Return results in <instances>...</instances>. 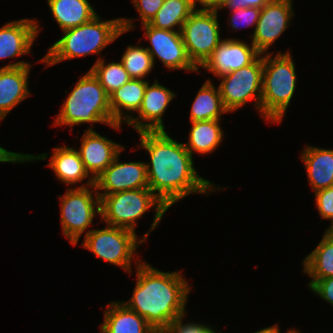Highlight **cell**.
Here are the masks:
<instances>
[{
  "instance_id": "obj_1",
  "label": "cell",
  "mask_w": 333,
  "mask_h": 333,
  "mask_svg": "<svg viewBox=\"0 0 333 333\" xmlns=\"http://www.w3.org/2000/svg\"><path fill=\"white\" fill-rule=\"evenodd\" d=\"M137 133L140 148L150 157V162H145L149 189L168 209L192 193L208 195L219 191L220 187L199 176L185 144L175 141L166 130Z\"/></svg>"
},
{
  "instance_id": "obj_2",
  "label": "cell",
  "mask_w": 333,
  "mask_h": 333,
  "mask_svg": "<svg viewBox=\"0 0 333 333\" xmlns=\"http://www.w3.org/2000/svg\"><path fill=\"white\" fill-rule=\"evenodd\" d=\"M136 261V285L132 297L122 303L142 316L158 333L186 313L192 289L181 271L163 272L146 261Z\"/></svg>"
},
{
  "instance_id": "obj_3",
  "label": "cell",
  "mask_w": 333,
  "mask_h": 333,
  "mask_svg": "<svg viewBox=\"0 0 333 333\" xmlns=\"http://www.w3.org/2000/svg\"><path fill=\"white\" fill-rule=\"evenodd\" d=\"M131 29H134L133 19L122 17L103 21L97 14L83 25L62 31V38L53 43L37 62L49 67L64 60L100 54L107 45Z\"/></svg>"
},
{
  "instance_id": "obj_4",
  "label": "cell",
  "mask_w": 333,
  "mask_h": 333,
  "mask_svg": "<svg viewBox=\"0 0 333 333\" xmlns=\"http://www.w3.org/2000/svg\"><path fill=\"white\" fill-rule=\"evenodd\" d=\"M56 116L53 126L104 123L120 131L122 126L112 116L109 95L90 70L76 82Z\"/></svg>"
},
{
  "instance_id": "obj_5",
  "label": "cell",
  "mask_w": 333,
  "mask_h": 333,
  "mask_svg": "<svg viewBox=\"0 0 333 333\" xmlns=\"http://www.w3.org/2000/svg\"><path fill=\"white\" fill-rule=\"evenodd\" d=\"M263 54L260 114L266 122L281 123L295 94L297 76L290 51Z\"/></svg>"
},
{
  "instance_id": "obj_6",
  "label": "cell",
  "mask_w": 333,
  "mask_h": 333,
  "mask_svg": "<svg viewBox=\"0 0 333 333\" xmlns=\"http://www.w3.org/2000/svg\"><path fill=\"white\" fill-rule=\"evenodd\" d=\"M101 199V221L114 227L131 230L136 233V224L143 215L155 209L151 227L142 236L144 241L160 223L168 207L149 189H131L113 194L99 195Z\"/></svg>"
},
{
  "instance_id": "obj_7",
  "label": "cell",
  "mask_w": 333,
  "mask_h": 333,
  "mask_svg": "<svg viewBox=\"0 0 333 333\" xmlns=\"http://www.w3.org/2000/svg\"><path fill=\"white\" fill-rule=\"evenodd\" d=\"M144 243L142 238H137L135 232L106 224V228L87 231L81 245L96 257L119 266L130 274L135 251Z\"/></svg>"
},
{
  "instance_id": "obj_8",
  "label": "cell",
  "mask_w": 333,
  "mask_h": 333,
  "mask_svg": "<svg viewBox=\"0 0 333 333\" xmlns=\"http://www.w3.org/2000/svg\"><path fill=\"white\" fill-rule=\"evenodd\" d=\"M59 199L63 235L75 246L93 223L94 217L101 216L100 196L95 185L85 187V184H81L77 188H68L64 195H59Z\"/></svg>"
},
{
  "instance_id": "obj_9",
  "label": "cell",
  "mask_w": 333,
  "mask_h": 333,
  "mask_svg": "<svg viewBox=\"0 0 333 333\" xmlns=\"http://www.w3.org/2000/svg\"><path fill=\"white\" fill-rule=\"evenodd\" d=\"M218 10L195 9L184 22L181 35L189 59L200 69L223 40Z\"/></svg>"
},
{
  "instance_id": "obj_10",
  "label": "cell",
  "mask_w": 333,
  "mask_h": 333,
  "mask_svg": "<svg viewBox=\"0 0 333 333\" xmlns=\"http://www.w3.org/2000/svg\"><path fill=\"white\" fill-rule=\"evenodd\" d=\"M219 79V90L225 108L232 113L254 100L255 108L260 113L263 55H259L251 64L230 72Z\"/></svg>"
},
{
  "instance_id": "obj_11",
  "label": "cell",
  "mask_w": 333,
  "mask_h": 333,
  "mask_svg": "<svg viewBox=\"0 0 333 333\" xmlns=\"http://www.w3.org/2000/svg\"><path fill=\"white\" fill-rule=\"evenodd\" d=\"M145 38L150 41L151 46L145 47L155 65V57L169 70H185L199 72L200 70L189 59L186 47L183 43L181 31L158 29L149 23L143 24Z\"/></svg>"
},
{
  "instance_id": "obj_12",
  "label": "cell",
  "mask_w": 333,
  "mask_h": 333,
  "mask_svg": "<svg viewBox=\"0 0 333 333\" xmlns=\"http://www.w3.org/2000/svg\"><path fill=\"white\" fill-rule=\"evenodd\" d=\"M292 0H271L261 9L255 31L250 38L257 51L263 55L292 24Z\"/></svg>"
},
{
  "instance_id": "obj_13",
  "label": "cell",
  "mask_w": 333,
  "mask_h": 333,
  "mask_svg": "<svg viewBox=\"0 0 333 333\" xmlns=\"http://www.w3.org/2000/svg\"><path fill=\"white\" fill-rule=\"evenodd\" d=\"M121 152L114 161L94 179L98 195L149 188L145 162H119ZM103 192H100V191Z\"/></svg>"
},
{
  "instance_id": "obj_14",
  "label": "cell",
  "mask_w": 333,
  "mask_h": 333,
  "mask_svg": "<svg viewBox=\"0 0 333 333\" xmlns=\"http://www.w3.org/2000/svg\"><path fill=\"white\" fill-rule=\"evenodd\" d=\"M260 53L251 43L235 38H225L201 66L218 78L251 64Z\"/></svg>"
},
{
  "instance_id": "obj_15",
  "label": "cell",
  "mask_w": 333,
  "mask_h": 333,
  "mask_svg": "<svg viewBox=\"0 0 333 333\" xmlns=\"http://www.w3.org/2000/svg\"><path fill=\"white\" fill-rule=\"evenodd\" d=\"M175 96L176 93L159 84L158 80L151 85L148 83L142 105L137 112L139 115H133L126 124L137 132L165 130L162 117Z\"/></svg>"
},
{
  "instance_id": "obj_16",
  "label": "cell",
  "mask_w": 333,
  "mask_h": 333,
  "mask_svg": "<svg viewBox=\"0 0 333 333\" xmlns=\"http://www.w3.org/2000/svg\"><path fill=\"white\" fill-rule=\"evenodd\" d=\"M123 150L124 146L97 133L92 126L84 132L77 151L86 171L95 179Z\"/></svg>"
},
{
  "instance_id": "obj_17",
  "label": "cell",
  "mask_w": 333,
  "mask_h": 333,
  "mask_svg": "<svg viewBox=\"0 0 333 333\" xmlns=\"http://www.w3.org/2000/svg\"><path fill=\"white\" fill-rule=\"evenodd\" d=\"M29 62L18 61L0 68V121L31 95L29 91Z\"/></svg>"
},
{
  "instance_id": "obj_18",
  "label": "cell",
  "mask_w": 333,
  "mask_h": 333,
  "mask_svg": "<svg viewBox=\"0 0 333 333\" xmlns=\"http://www.w3.org/2000/svg\"><path fill=\"white\" fill-rule=\"evenodd\" d=\"M39 31V23L35 19L7 22L0 28V59L30 54Z\"/></svg>"
},
{
  "instance_id": "obj_19",
  "label": "cell",
  "mask_w": 333,
  "mask_h": 333,
  "mask_svg": "<svg viewBox=\"0 0 333 333\" xmlns=\"http://www.w3.org/2000/svg\"><path fill=\"white\" fill-rule=\"evenodd\" d=\"M102 323L101 333H158L142 316L121 301L108 303Z\"/></svg>"
},
{
  "instance_id": "obj_20",
  "label": "cell",
  "mask_w": 333,
  "mask_h": 333,
  "mask_svg": "<svg viewBox=\"0 0 333 333\" xmlns=\"http://www.w3.org/2000/svg\"><path fill=\"white\" fill-rule=\"evenodd\" d=\"M54 171L57 179L65 185H75L87 179L85 187L94 185V179L86 171L79 152L74 147H54L53 153L47 165ZM90 178H89V177Z\"/></svg>"
},
{
  "instance_id": "obj_21",
  "label": "cell",
  "mask_w": 333,
  "mask_h": 333,
  "mask_svg": "<svg viewBox=\"0 0 333 333\" xmlns=\"http://www.w3.org/2000/svg\"><path fill=\"white\" fill-rule=\"evenodd\" d=\"M303 161L314 192L333 186V150L305 146L302 150Z\"/></svg>"
},
{
  "instance_id": "obj_22",
  "label": "cell",
  "mask_w": 333,
  "mask_h": 333,
  "mask_svg": "<svg viewBox=\"0 0 333 333\" xmlns=\"http://www.w3.org/2000/svg\"><path fill=\"white\" fill-rule=\"evenodd\" d=\"M148 83L147 80L131 79L109 95L110 110L117 123H127L138 112Z\"/></svg>"
},
{
  "instance_id": "obj_23",
  "label": "cell",
  "mask_w": 333,
  "mask_h": 333,
  "mask_svg": "<svg viewBox=\"0 0 333 333\" xmlns=\"http://www.w3.org/2000/svg\"><path fill=\"white\" fill-rule=\"evenodd\" d=\"M49 9L62 31L83 25L97 13L88 0H47Z\"/></svg>"
},
{
  "instance_id": "obj_24",
  "label": "cell",
  "mask_w": 333,
  "mask_h": 333,
  "mask_svg": "<svg viewBox=\"0 0 333 333\" xmlns=\"http://www.w3.org/2000/svg\"><path fill=\"white\" fill-rule=\"evenodd\" d=\"M221 120H207L191 122L189 130V139L185 143L186 149L193 156L194 152L198 154H209L214 152L221 144L224 137Z\"/></svg>"
},
{
  "instance_id": "obj_25",
  "label": "cell",
  "mask_w": 333,
  "mask_h": 333,
  "mask_svg": "<svg viewBox=\"0 0 333 333\" xmlns=\"http://www.w3.org/2000/svg\"><path fill=\"white\" fill-rule=\"evenodd\" d=\"M229 111L221 99L219 87H215L207 79L199 89L190 110V122L221 120V116Z\"/></svg>"
},
{
  "instance_id": "obj_26",
  "label": "cell",
  "mask_w": 333,
  "mask_h": 333,
  "mask_svg": "<svg viewBox=\"0 0 333 333\" xmlns=\"http://www.w3.org/2000/svg\"><path fill=\"white\" fill-rule=\"evenodd\" d=\"M324 232L316 248L302 261L303 272L310 279L333 277V234Z\"/></svg>"
},
{
  "instance_id": "obj_27",
  "label": "cell",
  "mask_w": 333,
  "mask_h": 333,
  "mask_svg": "<svg viewBox=\"0 0 333 333\" xmlns=\"http://www.w3.org/2000/svg\"><path fill=\"white\" fill-rule=\"evenodd\" d=\"M195 9L193 0H164L149 24L158 29L181 31L184 22Z\"/></svg>"
},
{
  "instance_id": "obj_28",
  "label": "cell",
  "mask_w": 333,
  "mask_h": 333,
  "mask_svg": "<svg viewBox=\"0 0 333 333\" xmlns=\"http://www.w3.org/2000/svg\"><path fill=\"white\" fill-rule=\"evenodd\" d=\"M90 71L99 80L108 95L132 79L121 61L106 64L102 57L96 60Z\"/></svg>"
},
{
  "instance_id": "obj_29",
  "label": "cell",
  "mask_w": 333,
  "mask_h": 333,
  "mask_svg": "<svg viewBox=\"0 0 333 333\" xmlns=\"http://www.w3.org/2000/svg\"><path fill=\"white\" fill-rule=\"evenodd\" d=\"M120 61L132 79L144 80L154 67L153 58L149 51L138 45H129Z\"/></svg>"
},
{
  "instance_id": "obj_30",
  "label": "cell",
  "mask_w": 333,
  "mask_h": 333,
  "mask_svg": "<svg viewBox=\"0 0 333 333\" xmlns=\"http://www.w3.org/2000/svg\"><path fill=\"white\" fill-rule=\"evenodd\" d=\"M230 19L229 24L232 27V30H237L238 28L244 27H252L254 26V31L260 17L261 9L260 8H240L234 11H230ZM243 28V27H242Z\"/></svg>"
},
{
  "instance_id": "obj_31",
  "label": "cell",
  "mask_w": 333,
  "mask_h": 333,
  "mask_svg": "<svg viewBox=\"0 0 333 333\" xmlns=\"http://www.w3.org/2000/svg\"><path fill=\"white\" fill-rule=\"evenodd\" d=\"M187 313L178 316L171 324V327L161 333H216L214 328L203 323L187 322L183 324V319ZM218 333V332H217ZM220 333H222L220 331Z\"/></svg>"
},
{
  "instance_id": "obj_32",
  "label": "cell",
  "mask_w": 333,
  "mask_h": 333,
  "mask_svg": "<svg viewBox=\"0 0 333 333\" xmlns=\"http://www.w3.org/2000/svg\"><path fill=\"white\" fill-rule=\"evenodd\" d=\"M315 202L322 219L333 222V186L314 192Z\"/></svg>"
},
{
  "instance_id": "obj_33",
  "label": "cell",
  "mask_w": 333,
  "mask_h": 333,
  "mask_svg": "<svg viewBox=\"0 0 333 333\" xmlns=\"http://www.w3.org/2000/svg\"><path fill=\"white\" fill-rule=\"evenodd\" d=\"M143 24L150 23L162 7L164 0H131Z\"/></svg>"
},
{
  "instance_id": "obj_34",
  "label": "cell",
  "mask_w": 333,
  "mask_h": 333,
  "mask_svg": "<svg viewBox=\"0 0 333 333\" xmlns=\"http://www.w3.org/2000/svg\"><path fill=\"white\" fill-rule=\"evenodd\" d=\"M308 287L317 296L327 301L333 307V277L325 279H312Z\"/></svg>"
},
{
  "instance_id": "obj_35",
  "label": "cell",
  "mask_w": 333,
  "mask_h": 333,
  "mask_svg": "<svg viewBox=\"0 0 333 333\" xmlns=\"http://www.w3.org/2000/svg\"><path fill=\"white\" fill-rule=\"evenodd\" d=\"M48 157V153L42 154H24V153H17L8 151L7 149L0 147V163L4 162H12V163H24V162H31L34 160H45Z\"/></svg>"
},
{
  "instance_id": "obj_36",
  "label": "cell",
  "mask_w": 333,
  "mask_h": 333,
  "mask_svg": "<svg viewBox=\"0 0 333 333\" xmlns=\"http://www.w3.org/2000/svg\"><path fill=\"white\" fill-rule=\"evenodd\" d=\"M271 0H224L220 7L217 9H225L228 8L231 11L240 9V8H260L262 9L265 5H267Z\"/></svg>"
},
{
  "instance_id": "obj_37",
  "label": "cell",
  "mask_w": 333,
  "mask_h": 333,
  "mask_svg": "<svg viewBox=\"0 0 333 333\" xmlns=\"http://www.w3.org/2000/svg\"><path fill=\"white\" fill-rule=\"evenodd\" d=\"M224 0H193L195 8L197 4L201 6V9H213L217 10ZM198 2V3H196Z\"/></svg>"
},
{
  "instance_id": "obj_38",
  "label": "cell",
  "mask_w": 333,
  "mask_h": 333,
  "mask_svg": "<svg viewBox=\"0 0 333 333\" xmlns=\"http://www.w3.org/2000/svg\"><path fill=\"white\" fill-rule=\"evenodd\" d=\"M254 333H280V329H279V326L275 324L271 327L270 326L264 327L263 329L256 331ZM286 333H301V332H299V330L296 331L293 328V329L288 330Z\"/></svg>"
},
{
  "instance_id": "obj_39",
  "label": "cell",
  "mask_w": 333,
  "mask_h": 333,
  "mask_svg": "<svg viewBox=\"0 0 333 333\" xmlns=\"http://www.w3.org/2000/svg\"><path fill=\"white\" fill-rule=\"evenodd\" d=\"M326 232L332 233L333 234V222L331 223L330 227L326 229Z\"/></svg>"
}]
</instances>
